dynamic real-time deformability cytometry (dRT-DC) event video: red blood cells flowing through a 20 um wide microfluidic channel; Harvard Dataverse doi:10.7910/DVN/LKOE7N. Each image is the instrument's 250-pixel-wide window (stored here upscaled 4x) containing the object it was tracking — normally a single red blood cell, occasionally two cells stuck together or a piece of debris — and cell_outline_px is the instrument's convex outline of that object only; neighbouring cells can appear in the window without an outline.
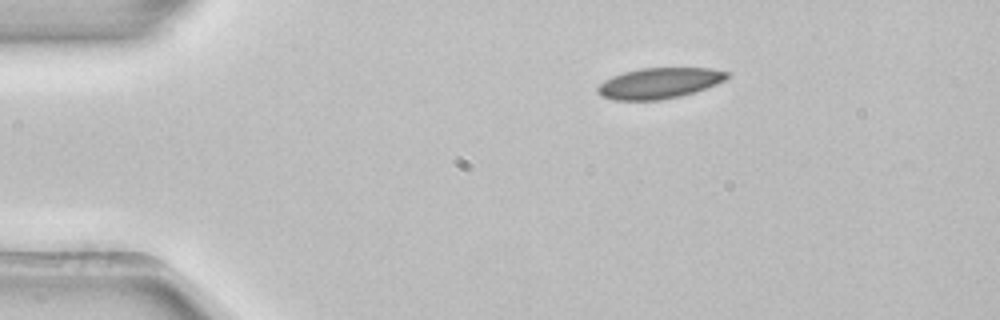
{"species": "common noctule bat (a hibernating species)", "species_latin": "Nyctalus noctula", "temperature_condition": "room temperature", "stored_images_in_passage": 2, "camera_frame_rate_fps": 3000, "um_per_image_px": 0.085, "animal": {"sex": "female", "body_mass_g": 22.7, "forearm_length_mm": 54.2}, "frame": {"image": 1, "passage_image": 1, "time_ms": 0.0, "image_size_px": [1000, 320], "cell_outline_px": [[728, 76], [724, 80], [716, 84], [680, 96], [660, 100], [612, 100], [600, 96], [596, 92], [596, 88], [604, 80], [612, 76], [624, 72], [640, 68], [712, 68], [728, 72]], "centroid_in_image_um": [55.97, 7.07], "position_along_channel_um": 29.0, "area_um2": 23.12}}